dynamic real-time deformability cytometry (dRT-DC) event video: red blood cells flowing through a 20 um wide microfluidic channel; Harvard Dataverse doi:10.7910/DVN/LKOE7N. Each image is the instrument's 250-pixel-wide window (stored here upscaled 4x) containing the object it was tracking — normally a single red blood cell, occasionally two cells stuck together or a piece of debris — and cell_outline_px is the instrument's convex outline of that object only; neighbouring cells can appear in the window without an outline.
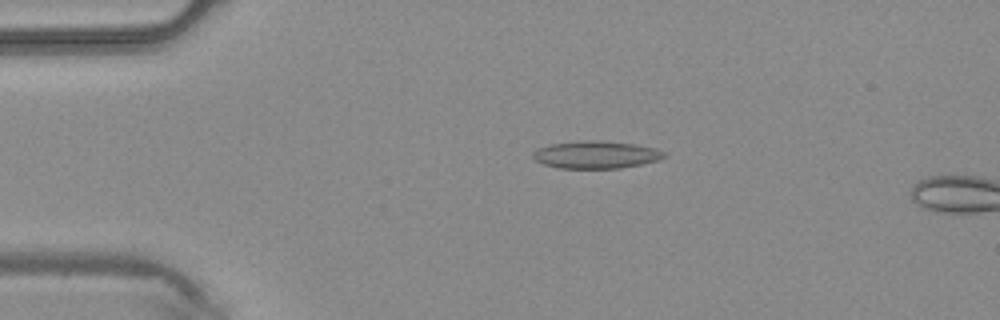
{"species": "common noctule bat (a hibernating species)", "species_latin": "Nyctalus noctula", "temperature_condition": "warm", "stored_images_in_passage": 2, "camera_frame_rate_fps": 3000, "um_per_image_px": 0.085, "animal": {"sex": "male", "body_mass_g": 20.4}, "frame": {"image": 1, "passage_image": 1, "time_ms": 0.0, "image_size_px": [1000, 320], "cell_outline_px": [[668, 156], [660, 160], [620, 168], [560, 168], [544, 164], [536, 160], [532, 156], [532, 152], [536, 148], [548, 144], [584, 140], [596, 140], [636, 144], [656, 148], [664, 152]], "centroid_in_image_um": [50.66, 13.14], "position_along_channel_um": 34.3, "area_um2": 21.15}}